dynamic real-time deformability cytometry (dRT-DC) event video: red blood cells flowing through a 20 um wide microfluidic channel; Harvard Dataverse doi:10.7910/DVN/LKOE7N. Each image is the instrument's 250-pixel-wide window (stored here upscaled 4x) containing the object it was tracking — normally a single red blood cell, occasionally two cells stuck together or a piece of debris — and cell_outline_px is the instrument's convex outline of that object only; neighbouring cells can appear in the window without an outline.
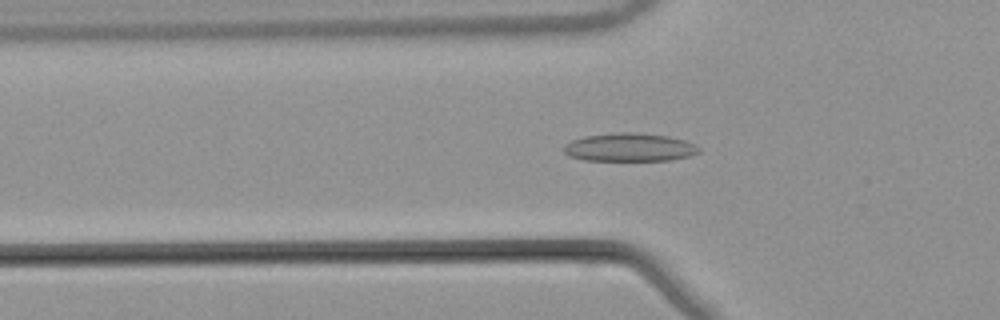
{"species": "common noctule bat (a hibernating species)", "species_latin": "Nyctalus noctula", "temperature_condition": "warm", "stored_images_in_passage": 53, "camera_frame_rate_fps": 3000, "um_per_image_px": 0.085, "animal": {"sex": "male", "body_mass_g": 21.5, "forearm_length_mm": 52.0}, "frame": {"image": 1, "passage_image": 18, "time_ms": 5.667, "image_size_px": [1000, 320], "cell_outline_px": [[700, 152], [688, 156], [672, 160], [584, 160], [568, 156], [564, 152], [564, 144], [572, 140], [584, 136], [620, 132], [632, 132], [664, 136], [684, 140], [700, 148]], "centroid_in_image_um": [53.46, 12.53], "position_along_channel_um": 72.3, "area_um2": 22.02}}
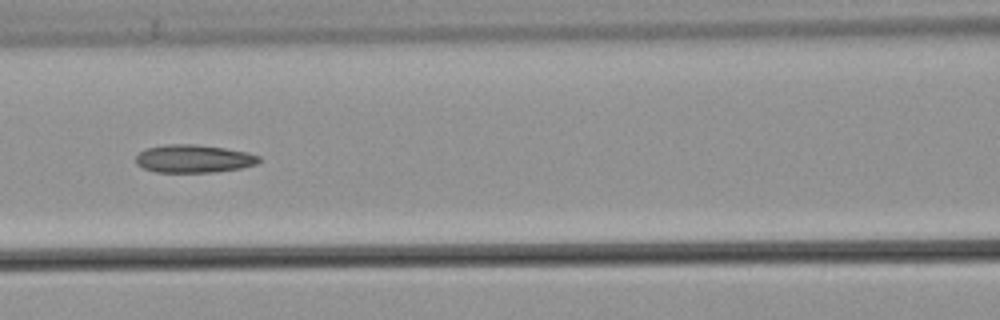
{"frame": {"image": 2, "passage_image": 24, "time_ms": 7.667, "image_size_px": [1000, 320], "cell_outline_px": [[260, 160], [256, 164], [240, 168], [216, 172], [156, 172], [144, 168], [136, 164], [136, 156], [144, 148], [164, 144], [196, 144], [224, 148], [248, 152], [260, 156]], "centroid_in_image_um": [16.45, 13.48], "position_along_channel_um": 150.2, "area_um2": 20.17}}
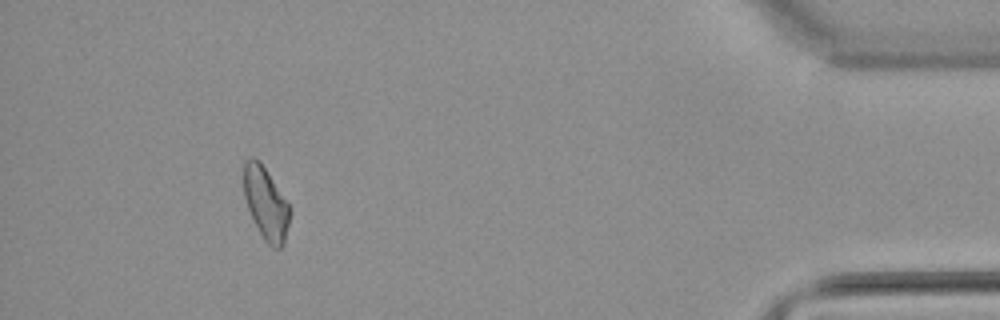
{"frame": {"image": 3, "passage_image": 49, "time_ms": 16.0, "image_size_px": [1000, 320], "cell_outline_px": [[288, 224], [284, 244], [280, 248], [272, 248], [264, 240], [248, 208], [244, 196], [244, 160], [252, 156], [260, 160], [288, 204]], "centroid_in_image_um": [22.57, 17.26], "position_along_channel_um": 412.6, "area_um2": 18.96}, "authors_computed_cell_mechanics": {"area_um2": 20.1144, "velocity_mm_per_s": 3.8782, "shape_relaxation_time_tau1_ms": null, "shape_relaxation_time_tau2_ms": 4.0459, "deformation_change_tau1": null, "deformation_change_tau2": 0.1166}}